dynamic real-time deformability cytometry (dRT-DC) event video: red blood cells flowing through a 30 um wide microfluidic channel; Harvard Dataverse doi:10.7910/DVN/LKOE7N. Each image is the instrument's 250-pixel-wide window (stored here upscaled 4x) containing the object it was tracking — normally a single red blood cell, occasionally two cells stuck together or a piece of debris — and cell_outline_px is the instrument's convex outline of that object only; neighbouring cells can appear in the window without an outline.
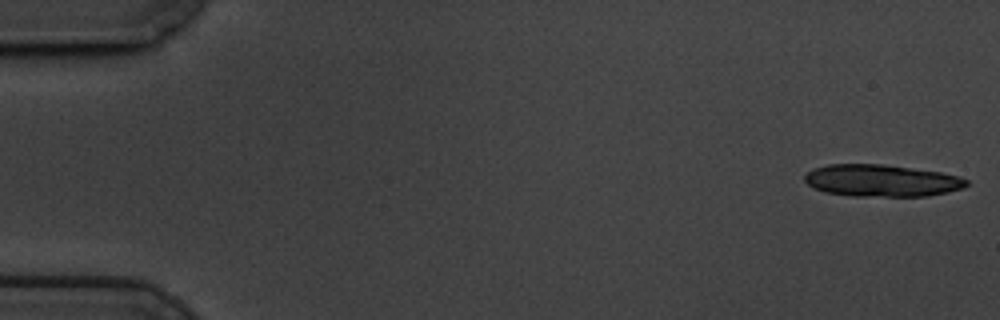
{"species": "common noctule bat (a hibernating species)", "species_latin": "Nyctalus noctula", "temperature_condition": "cold", "stored_images_in_passage": 16, "camera_frame_rate_fps": 3000, "um_per_image_px": 0.085, "animal": {"sex": "male", "body_mass_g": 19.5, "forearm_length_mm": 54.6}, "frame": {"image": 1, "passage_image": 1, "time_ms": 0.0, "image_size_px": [1000, 320], "cell_outline_px": [[968, 184], [964, 188], [948, 192], [928, 196], [852, 196], [824, 192], [812, 188], [804, 180], [804, 176], [812, 168], [828, 164], [880, 164], [940, 172], [960, 176], [968, 180]], "centroid_in_image_um": [74.92, 15.35], "position_along_channel_um": 10.1, "area_um2": 30.35}}